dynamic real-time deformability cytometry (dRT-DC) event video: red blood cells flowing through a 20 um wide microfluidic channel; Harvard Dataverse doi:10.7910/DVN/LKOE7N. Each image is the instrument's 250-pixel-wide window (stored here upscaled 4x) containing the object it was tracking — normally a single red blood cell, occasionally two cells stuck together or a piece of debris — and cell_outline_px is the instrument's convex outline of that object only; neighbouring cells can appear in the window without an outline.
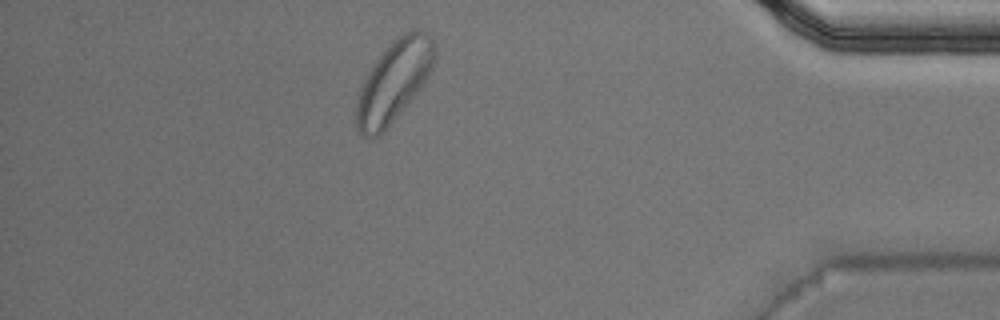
{"species": "Egyptian fruit bat (a non-hibernating species)", "species_latin": "Rousettus aegyptiacus", "temperature_condition": "warm", "stored_images_in_passage": 43, "camera_frame_rate_fps": 3000, "um_per_image_px": 0.085, "animal": {"sex": "male"}, "frame": {"image": 1, "passage_image": 37, "time_ms": 12.0, "image_size_px": [1000, 320], "cell_outline_px": [[436, 60], [428, 76], [420, 88], [384, 132], [380, 136], [364, 136], [356, 128], [356, 104], [360, 88], [364, 80], [376, 60], [404, 32], [412, 28], [416, 28], [428, 32], [436, 44]], "centroid_in_image_um": [33.52, 6.89], "position_along_channel_um": 401.7, "area_um2": 36.59}}